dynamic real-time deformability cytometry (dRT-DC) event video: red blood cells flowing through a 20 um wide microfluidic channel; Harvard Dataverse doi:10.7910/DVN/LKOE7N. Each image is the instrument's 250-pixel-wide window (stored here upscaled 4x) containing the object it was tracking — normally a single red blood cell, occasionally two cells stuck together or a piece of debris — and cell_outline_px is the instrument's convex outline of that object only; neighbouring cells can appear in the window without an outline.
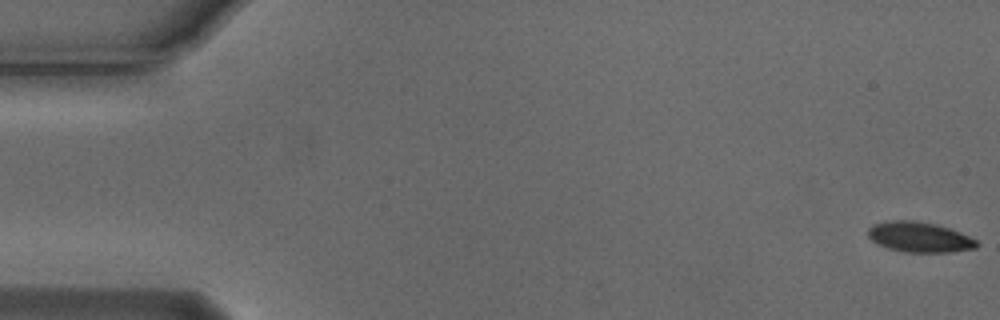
{"species": "Egyptian fruit bat (a non-hibernating species)", "species_latin": "Rousettus aegyptiacus", "temperature_condition": "cold", "stored_images_in_passage": 8, "camera_frame_rate_fps": 3000, "um_per_image_px": 0.085, "animal": {"sex": "male"}, "frame": {"image": 1, "passage_image": 1, "time_ms": 0.0, "image_size_px": [1000, 320], "cell_outline_px": [[980, 244], [976, 248], [948, 252], [904, 252], [888, 248], [872, 240], [868, 236], [868, 228], [872, 224], [892, 220], [912, 220], [936, 224], [960, 232], [976, 240]], "centroid_in_image_um": [78.15, 20.15], "position_along_channel_um": 6.9, "area_um2": 19.07}}
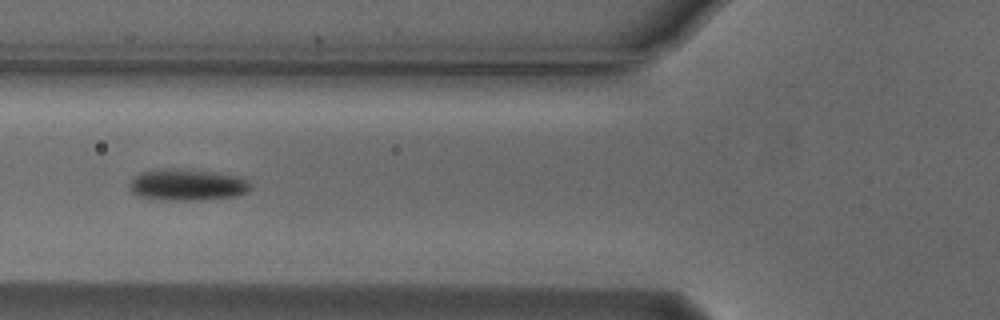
{"frame": {"image": 2, "passage_image": 6, "time_ms": 1.667, "image_size_px": [1000, 320], "cell_outline_px": [[252, 188], [248, 192], [232, 196], [196, 200], [164, 200], [136, 196], [132, 192], [128, 184], [140, 172], [156, 168], [184, 168], [216, 172], [240, 176], [248, 180], [252, 184]], "centroid_in_image_um": [15.91, 15.68], "position_along_channel_um": 109.9, "area_um2": 22.66}}
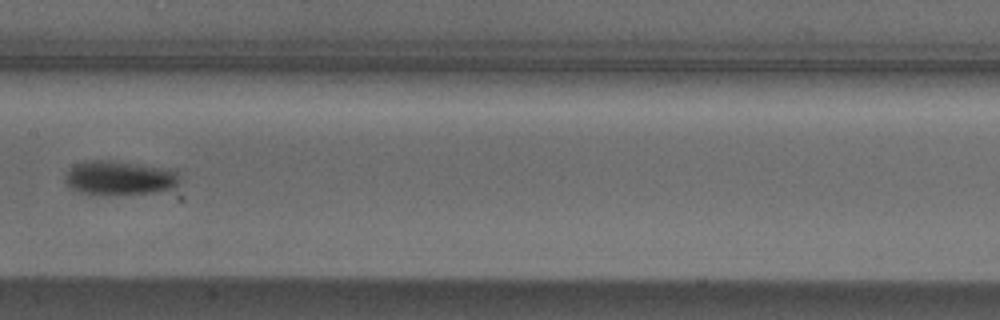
{"frame": {"image": 3, "passage_image": 8, "time_ms": 2.333, "image_size_px": [1000, 320], "cell_outline_px": [[180, 180], [172, 188], [152, 192], [80, 192], [72, 188], [64, 180], [64, 176], [68, 168], [84, 160], [112, 160], [176, 168], [180, 176]], "centroid_in_image_um": [10.2, 15.04], "position_along_channel_um": 197.2, "area_um2": 22.48}}